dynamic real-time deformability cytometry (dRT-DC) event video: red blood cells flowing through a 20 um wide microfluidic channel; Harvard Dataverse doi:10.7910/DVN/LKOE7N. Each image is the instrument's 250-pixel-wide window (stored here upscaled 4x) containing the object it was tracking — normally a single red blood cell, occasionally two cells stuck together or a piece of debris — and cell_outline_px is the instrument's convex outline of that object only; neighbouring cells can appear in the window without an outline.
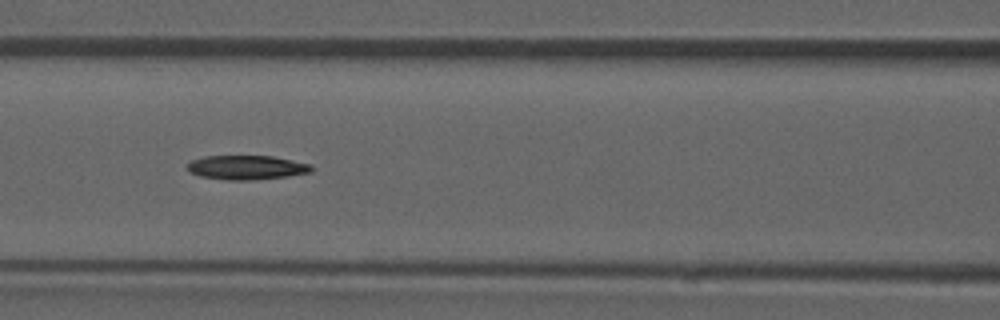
{"species": "common noctule bat (a hibernating species)", "species_latin": "Nyctalus noctula", "temperature_condition": "room temperature", "stored_images_in_passage": 52, "camera_frame_rate_fps": 3000, "um_per_image_px": 0.085, "animal": {"sex": "male", "forearm_length_mm": 52.5}, "frame": {"image": 1, "passage_image": 23, "time_ms": 7.333, "image_size_px": [1000, 320], "cell_outline_px": [[316, 168], [312, 172], [288, 176], [252, 180], [228, 180], [200, 176], [188, 172], [188, 164], [192, 160], [204, 156], [272, 156], [312, 164]], "centroid_in_image_um": [21.01, 14.23], "position_along_channel_um": 145.6, "area_um2": 17.63}}